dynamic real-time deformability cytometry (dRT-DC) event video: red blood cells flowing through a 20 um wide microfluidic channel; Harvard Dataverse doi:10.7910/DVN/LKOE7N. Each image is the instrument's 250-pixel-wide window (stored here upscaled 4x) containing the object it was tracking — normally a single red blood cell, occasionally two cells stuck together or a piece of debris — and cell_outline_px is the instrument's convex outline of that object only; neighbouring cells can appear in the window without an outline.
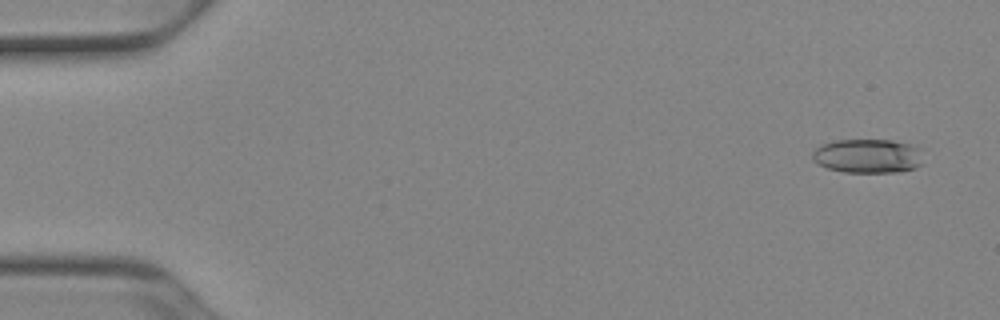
{"species": "Egyptian fruit bat (a non-hibernating species)", "species_latin": "Rousettus aegyptiacus", "temperature_condition": "cold", "stored_images_in_passage": 48, "camera_frame_rate_fps": 3000, "um_per_image_px": 0.085, "animal": {"sex": "female"}, "frame": {"image": 1, "passage_image": 1, "time_ms": 0.0, "image_size_px": [1000, 320], "cell_outline_px": [[920, 164], [916, 168], [896, 172], [844, 172], [828, 168], [812, 160], [812, 152], [820, 144], [832, 140], [892, 140], [908, 144], [920, 148]], "centroid_in_image_um": [73.71, 13.25], "position_along_channel_um": 11.3, "area_um2": 21.96}}
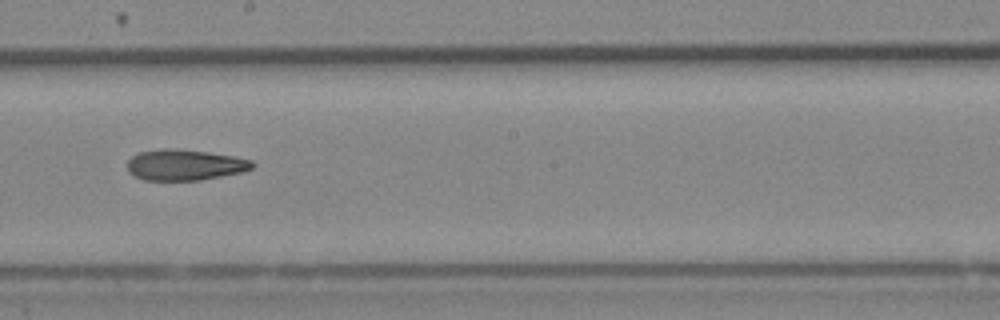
{"frame": {"image": 2, "passage_image": 28, "time_ms": 9.0, "image_size_px": [1000, 320], "cell_outline_px": [[256, 164], [252, 168], [244, 172], [200, 180], [144, 180], [128, 172], [128, 160], [132, 156], [140, 152], [164, 148], [172, 148], [208, 152], [232, 156], [252, 160]], "centroid_in_image_um": [15.73, 14.02], "position_along_channel_um": 232.5, "area_um2": 22.48}}
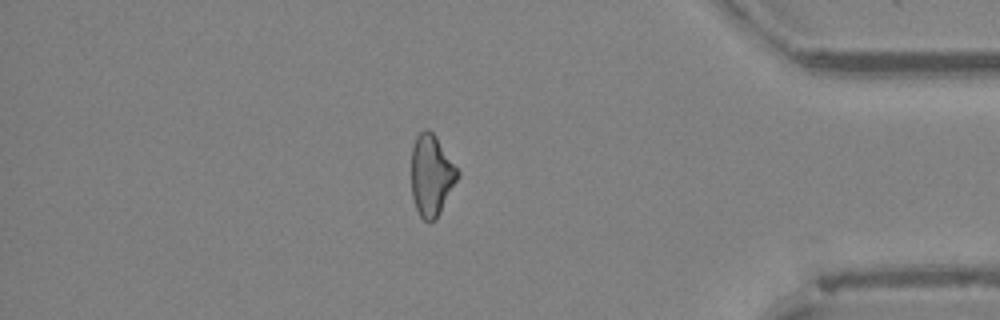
{"frame": {"image": 3, "passage_image": 43, "time_ms": 14.0, "image_size_px": [1000, 320], "cell_outline_px": [[460, 176], [436, 220], [428, 224], [420, 216], [416, 208], [412, 196], [412, 148], [416, 136], [424, 128], [428, 128], [436, 136], [460, 172]], "centroid_in_image_um": [36.68, 14.91], "position_along_channel_um": 398.5, "area_um2": 22.08}, "authors_computed_cell_mechanics": {"area_um2": 22.4842, "velocity_mm_per_s": 3.9455, "shape_relaxation_time_tau1_ms": null, "shape_relaxation_time_tau2_ms": 5.8409, "deformation_change_tau1": null, "deformation_change_tau2": 0.1573}}